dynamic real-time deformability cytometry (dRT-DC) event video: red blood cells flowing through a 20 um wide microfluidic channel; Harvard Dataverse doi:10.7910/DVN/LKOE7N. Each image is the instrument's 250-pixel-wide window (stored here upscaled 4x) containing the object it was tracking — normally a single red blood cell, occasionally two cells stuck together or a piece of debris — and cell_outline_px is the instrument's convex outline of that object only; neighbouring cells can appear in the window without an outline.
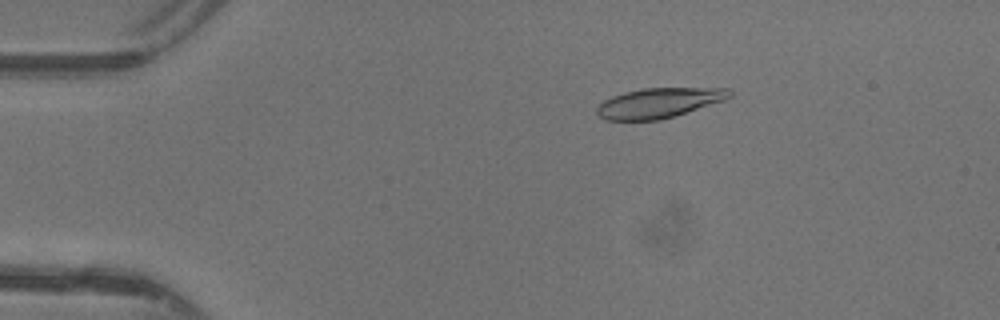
{"species": "common noctule bat (a hibernating species)", "species_latin": "Nyctalus noctula", "temperature_condition": "warm", "stored_images_in_passage": 48, "camera_frame_rate_fps": 3000, "um_per_image_px": 0.085, "animal": {"sex": "female"}, "frame": {"image": 1, "passage_image": 9, "time_ms": 2.667, "image_size_px": [1000, 320], "cell_outline_px": [[732, 96], [724, 100], [676, 116], [660, 120], [604, 120], [596, 112], [596, 108], [604, 100], [612, 96], [624, 92], [644, 88], [728, 88], [732, 92]], "centroid_in_image_um": [56.01, 8.75], "position_along_channel_um": 29.0, "area_um2": 23.18}}
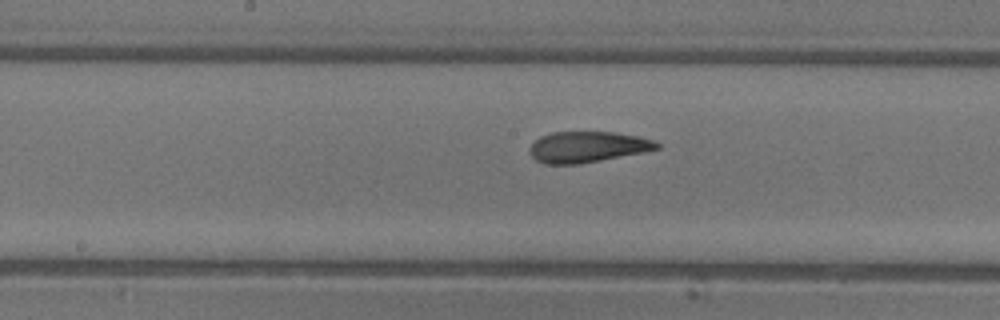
{"frame": {"image": 2, "passage_image": 25, "time_ms": 8.0, "image_size_px": [1000, 320], "cell_outline_px": [[660, 148], [580, 164], [544, 164], [536, 160], [528, 152], [532, 144], [540, 136], [552, 132], [616, 132], [640, 136], [656, 140], [660, 144]], "centroid_in_image_um": [49.93, 12.48], "position_along_channel_um": 198.3, "area_um2": 22.89}}
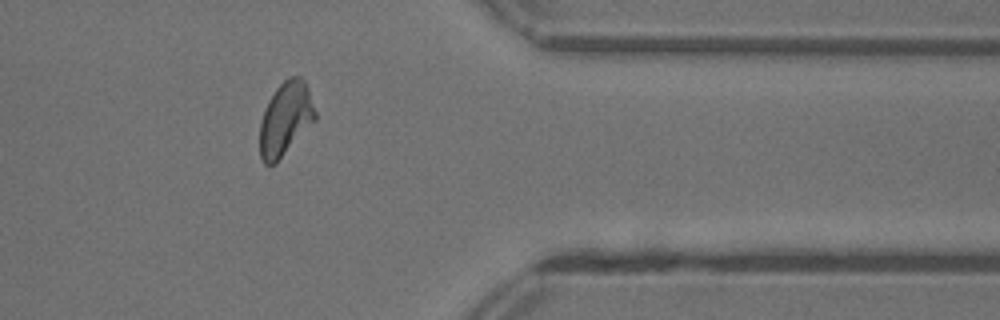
{"frame": {"image": 3, "passage_image": 39, "time_ms": 12.667, "image_size_px": [1000, 320], "cell_outline_px": [[316, 120], [276, 164], [264, 164], [260, 156], [260, 124], [264, 108], [268, 100], [276, 88], [288, 76], [300, 76], [308, 84], [316, 112]], "centroid_in_image_um": [24.28, 10.08], "position_along_channel_um": 387.1, "area_um2": 24.1}, "authors_computed_cell_mechanics": {"area_um2": 23.3801, "velocity_mm_per_s": 4.3907, "shape_relaxation_time_tau1_ms": 4.1483, "shape_relaxation_time_tau2_ms": 1.3982, "deformation_change_tau1": 0.1832, "deformation_change_tau2": 0.0809}}